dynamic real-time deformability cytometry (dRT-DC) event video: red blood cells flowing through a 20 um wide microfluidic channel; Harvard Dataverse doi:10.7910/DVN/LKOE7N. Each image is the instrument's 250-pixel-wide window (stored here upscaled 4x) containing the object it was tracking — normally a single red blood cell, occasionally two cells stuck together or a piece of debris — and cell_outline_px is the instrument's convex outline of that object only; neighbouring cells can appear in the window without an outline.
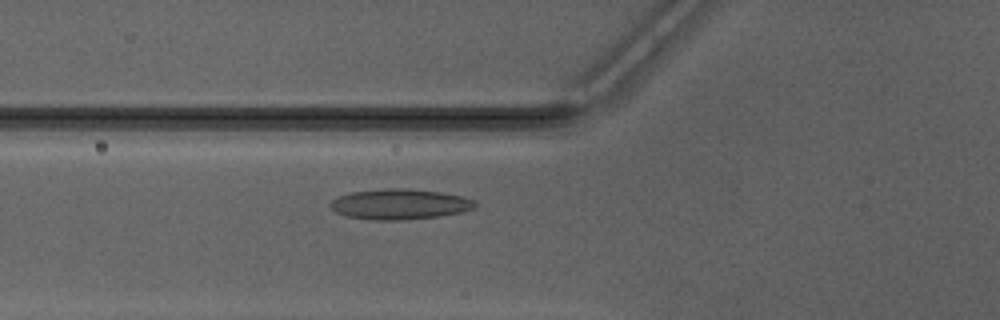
{"species": "Egyptian fruit bat (a non-hibernating species)", "species_latin": "Rousettus aegyptiacus", "temperature_condition": "warm", "stored_images_in_passage": 52, "camera_frame_rate_fps": 3000, "um_per_image_px": 0.085, "animal": {"sex": "male"}, "frame": {"image": 1, "passage_image": 21, "time_ms": 6.667, "image_size_px": [1000, 320], "cell_outline_px": [[476, 208], [460, 212], [440, 216], [404, 220], [376, 220], [348, 216], [336, 212], [328, 204], [332, 200], [340, 196], [352, 192], [384, 188], [404, 188], [440, 192], [460, 196], [472, 200], [476, 204]], "centroid_in_image_um": [33.97, 17.35], "position_along_channel_um": 91.8, "area_um2": 25.43}}
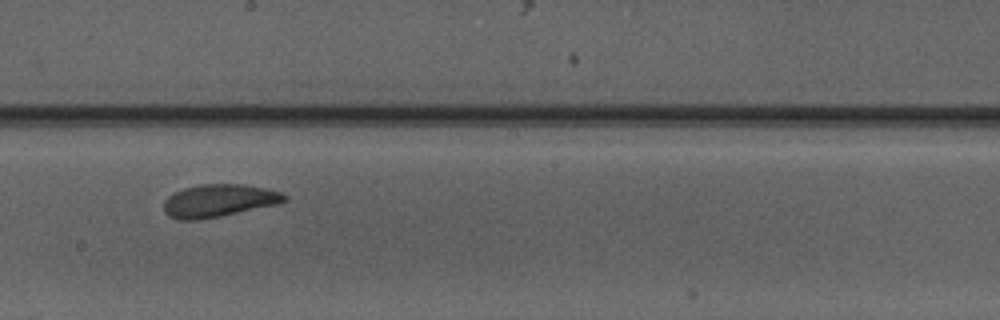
{"frame": {"image": 2, "passage_image": 31, "time_ms": 10.0, "image_size_px": [1000, 320], "cell_outline_px": [[288, 200], [280, 204], [200, 220], [180, 220], [168, 216], [164, 212], [164, 200], [168, 196], [184, 188], [200, 184], [240, 184], [264, 188], [280, 192], [288, 196]], "centroid_in_image_um": [18.61, 17.06], "position_along_channel_um": 229.6, "area_um2": 23.06}}
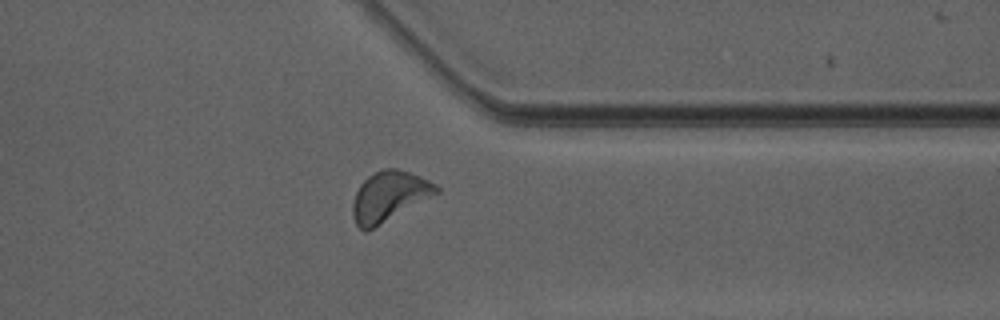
{"frame": {"image": 3, "passage_image": 42, "time_ms": 13.667, "image_size_px": [1000, 320], "cell_outline_px": [[440, 192], [372, 228], [364, 232], [356, 224], [352, 216], [352, 204], [356, 192], [360, 184], [368, 176], [384, 168], [396, 168], [420, 176], [436, 184], [440, 188]], "centroid_in_image_um": [33.06, 16.67], "position_along_channel_um": 378.3, "area_um2": 23.99}, "authors_computed_cell_mechanics": {"area_um2": 23.5246, "velocity_mm_per_s": 4.1324, "shape_relaxation_time_tau1_ms": 3.3097, "shape_relaxation_time_tau2_ms": 2.6228, "deformation_change_tau1": 0.1243, "deformation_change_tau2": 0.0752}}